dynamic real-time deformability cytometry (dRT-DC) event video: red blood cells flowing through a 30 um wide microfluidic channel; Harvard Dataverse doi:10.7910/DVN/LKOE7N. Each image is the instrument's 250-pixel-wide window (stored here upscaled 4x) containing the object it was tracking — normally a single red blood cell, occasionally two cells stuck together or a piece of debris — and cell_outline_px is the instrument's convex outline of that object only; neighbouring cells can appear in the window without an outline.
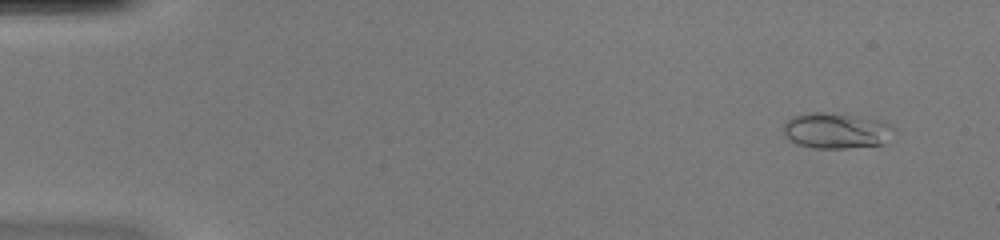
{"species": "common noctule bat (a hibernating species)", "species_latin": "Nyctalus noctula", "temperature_condition": "warm", "stored_images_in_passage": 50, "camera_frame_rate_fps": 3000, "um_per_image_px": 0.085, "animal": {"sex": "female", "body_mass_g": 20.0, "forearm_length_mm": 54.0}, "frame": {"image": 1, "passage_image": 4, "time_ms": 1.0, "image_size_px": [1000, 240], "cell_outline_px": [[888, 124], [880, 144], [844, 148], [812, 148], [796, 144], [784, 132], [784, 124], [792, 116], [804, 112], [832, 112], [884, 120]], "centroid_in_image_um": [70.91, 11.07], "position_along_channel_um": 14.1, "area_um2": 22.2}}
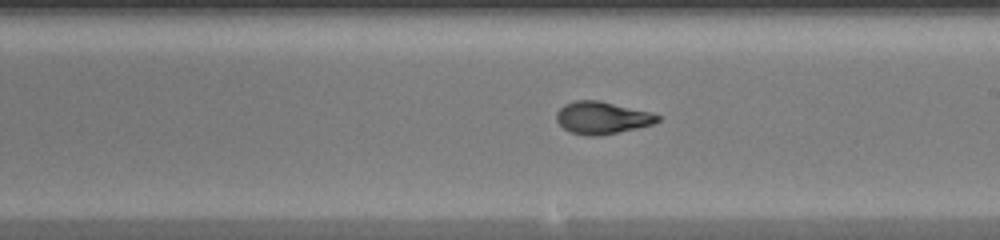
{"frame": {"image": 2, "passage_image": 29, "time_ms": 9.333, "image_size_px": [1000, 240], "cell_outline_px": [[660, 120], [652, 124], [636, 128], [596, 136], [588, 136], [572, 132], [564, 128], [556, 120], [556, 112], [564, 104], [576, 100], [600, 100], [652, 112], [660, 116]], "centroid_in_image_um": [51.17, 9.99], "position_along_channel_um": 237.8, "area_um2": 18.96}}
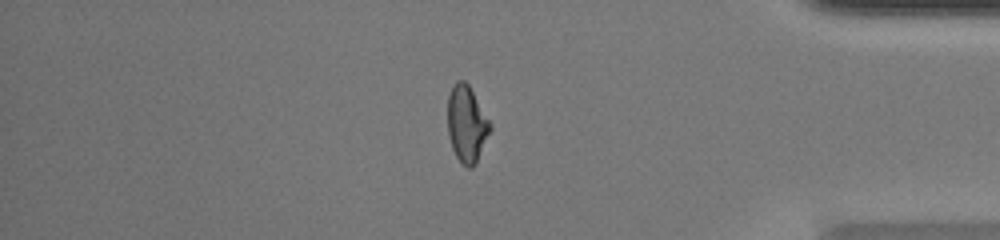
{"frame": {"image": 3, "passage_image": 42, "time_ms": 13.667, "image_size_px": [1000, 240], "cell_outline_px": [[492, 128], [476, 164], [472, 168], [468, 168], [456, 156], [452, 148], [448, 136], [448, 96], [456, 80], [464, 80], [468, 84], [492, 124]], "centroid_in_image_um": [39.68, 10.55], "position_along_channel_um": 395.5, "area_um2": 18.96}, "authors_computed_cell_mechanics": {"area_um2": 18.9295, "velocity_mm_per_s": 4.2553, "shape_relaxation_time_tau1_ms": 6.1416, "shape_relaxation_time_tau2_ms": 0.8651, "deformation_change_tau1": 0.2425, "deformation_change_tau2": 0.0635}}